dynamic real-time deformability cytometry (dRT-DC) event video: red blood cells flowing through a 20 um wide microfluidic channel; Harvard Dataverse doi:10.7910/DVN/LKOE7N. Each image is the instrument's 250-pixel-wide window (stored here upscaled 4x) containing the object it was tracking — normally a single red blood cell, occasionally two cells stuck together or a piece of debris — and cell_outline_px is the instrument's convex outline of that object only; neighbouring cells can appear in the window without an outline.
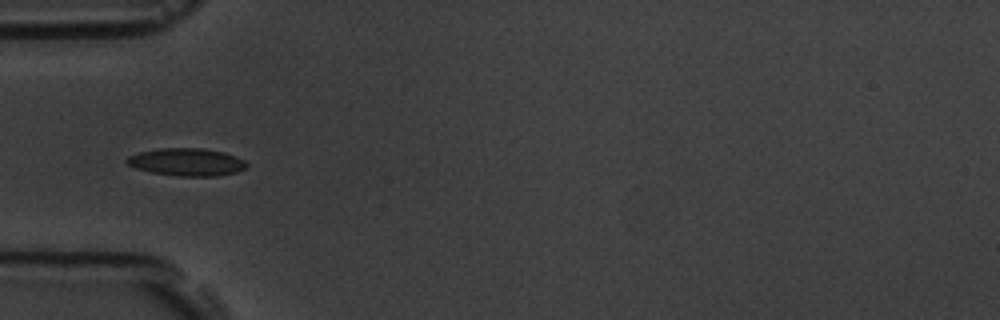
{"species": "common noctule bat (a hibernating species)", "species_latin": "Nyctalus noctula", "temperature_condition": "room temperature", "stored_images_in_passage": 8, "camera_frame_rate_fps": 3000, "um_per_image_px": 0.085, "animal": {"sex": "male", "body_mass_g": 19.5, "forearm_length_mm": 54.6}, "frame": {"image": 1, "passage_image": 5, "time_ms": 5.667, "image_size_px": [1000, 320], "cell_outline_px": [[248, 168], [236, 172], [216, 176], [176, 176], [152, 172], [136, 168], [128, 164], [124, 160], [128, 156], [140, 152], [160, 148], [204, 148], [224, 152], [236, 156], [244, 160], [248, 164]], "centroid_in_image_um": [15.9, 13.77], "position_along_channel_um": 69.1, "area_um2": 19.36}}
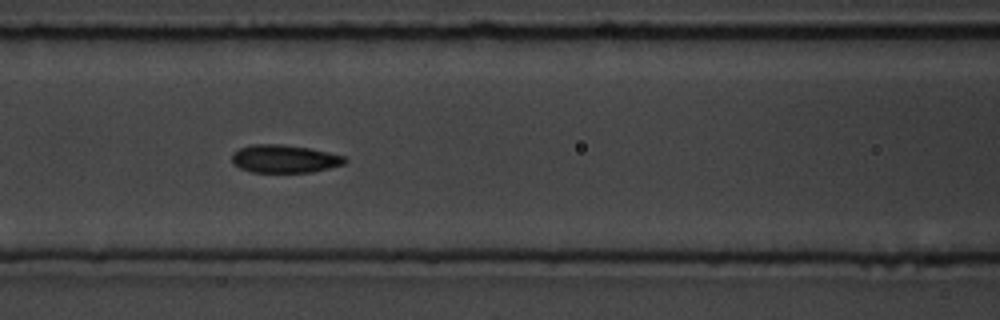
{"frame": {"image": 2, "passage_image": 7, "time_ms": 7.667, "image_size_px": [1000, 320], "cell_outline_px": [[348, 160], [344, 164], [312, 172], [252, 172], [240, 168], [232, 164], [232, 152], [240, 148], [252, 144], [280, 144], [308, 148], [328, 152], [344, 156]], "centroid_in_image_um": [24.15, 13.5], "position_along_channel_um": 142.4, "area_um2": 18.38}}
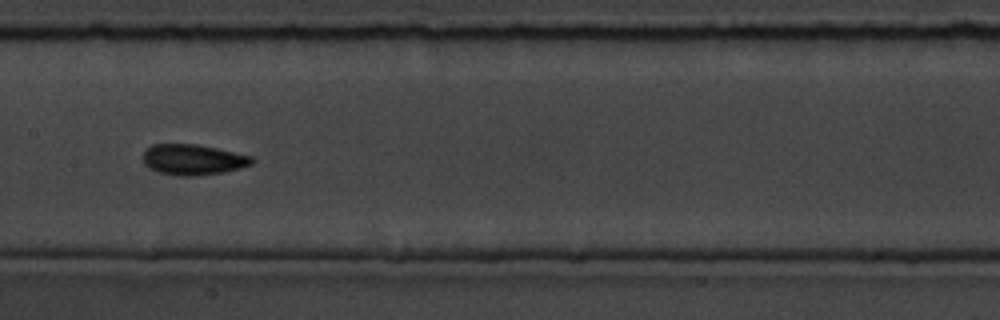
{"frame": {"image": 3, "passage_image": 8, "time_ms": 9.0, "image_size_px": [1000, 320], "cell_outline_px": [[256, 160], [252, 164], [240, 168], [224, 172], [192, 176], [180, 176], [160, 172], [148, 168], [144, 164], [144, 152], [152, 144], [196, 144], [216, 148], [252, 156]], "centroid_in_image_um": [16.43, 13.57], "position_along_channel_um": 191.0, "area_um2": 19.36}}